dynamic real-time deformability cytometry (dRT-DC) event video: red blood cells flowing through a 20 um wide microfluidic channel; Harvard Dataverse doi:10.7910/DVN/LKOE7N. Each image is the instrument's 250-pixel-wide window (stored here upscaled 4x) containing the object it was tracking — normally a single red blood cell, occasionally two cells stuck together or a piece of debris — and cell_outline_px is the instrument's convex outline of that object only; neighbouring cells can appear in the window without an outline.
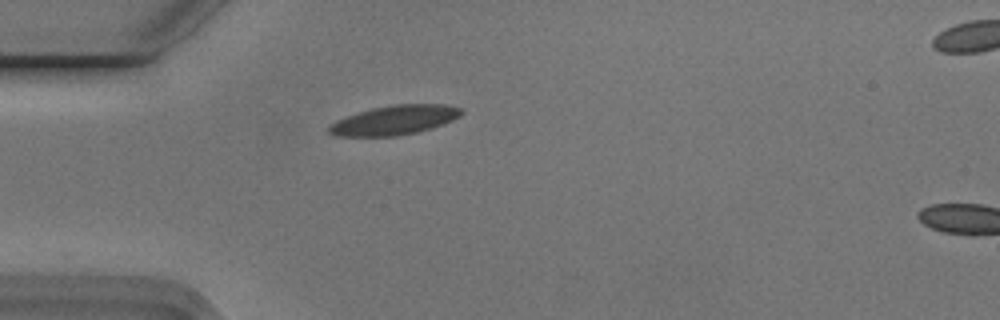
{"species": "Egyptian fruit bat (a non-hibernating species)", "species_latin": "Rousettus aegyptiacus", "temperature_condition": "cold", "stored_images_in_passage": 2, "camera_frame_rate_fps": 3000, "um_per_image_px": 0.085, "animal": {"sex": "male"}, "frame": {"image": 1, "passage_image": 1, "time_ms": 0.0, "image_size_px": [1000, 320], "cell_outline_px": [[464, 112], [460, 116], [452, 120], [432, 128], [416, 132], [396, 136], [336, 136], [328, 132], [328, 124], [336, 120], [372, 108], [392, 104], [444, 104], [460, 108]], "centroid_in_image_um": [33.52, 10.21], "position_along_channel_um": 51.5, "area_um2": 22.6}}